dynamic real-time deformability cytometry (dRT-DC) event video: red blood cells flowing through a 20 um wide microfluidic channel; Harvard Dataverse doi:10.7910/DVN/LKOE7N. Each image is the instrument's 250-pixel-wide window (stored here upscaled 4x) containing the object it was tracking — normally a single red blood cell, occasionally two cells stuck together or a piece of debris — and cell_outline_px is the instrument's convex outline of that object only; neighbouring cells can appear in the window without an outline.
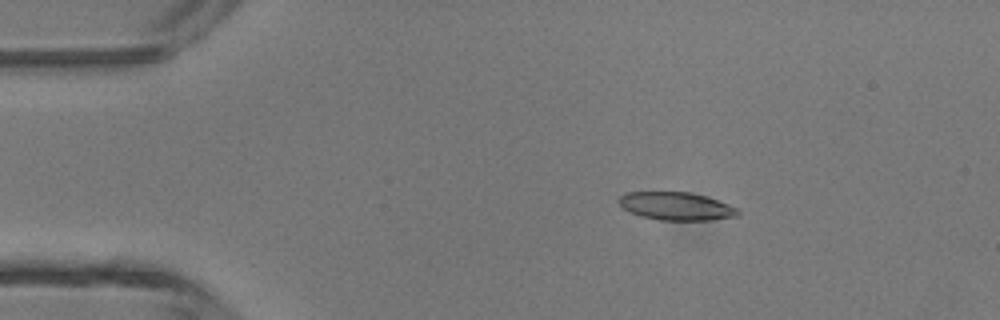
{"species": "common noctule bat (a hibernating species)", "species_latin": "Nyctalus noctula", "temperature_condition": "room temperature", "stored_images_in_passage": 5, "camera_frame_rate_fps": 3000, "um_per_image_px": 0.085, "animal": {"sex": "male", "body_mass_g": 13.3}, "frame": {"image": 1, "passage_image": 3, "time_ms": 0.667, "image_size_px": [1000, 320], "cell_outline_px": [[740, 216], [712, 220], [660, 220], [640, 216], [624, 208], [616, 200], [620, 196], [628, 192], [688, 192], [704, 196], [740, 208]], "centroid_in_image_um": [57.51, 17.53], "position_along_channel_um": 27.5, "area_um2": 19.42}}
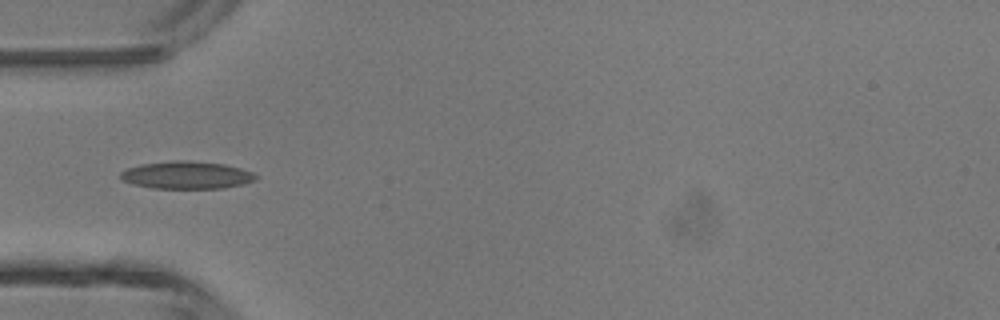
{"frame": {"image": 2, "passage_image": 5, "time_ms": 1.333, "image_size_px": [1000, 320], "cell_outline_px": [[256, 180], [244, 184], [224, 188], [152, 188], [132, 184], [124, 180], [120, 176], [120, 172], [128, 168], [140, 164], [172, 160], [188, 160], [224, 164], [240, 168], [252, 172], [256, 176]], "centroid_in_image_um": [15.86, 14.88], "position_along_channel_um": 69.1, "area_um2": 21.73}}